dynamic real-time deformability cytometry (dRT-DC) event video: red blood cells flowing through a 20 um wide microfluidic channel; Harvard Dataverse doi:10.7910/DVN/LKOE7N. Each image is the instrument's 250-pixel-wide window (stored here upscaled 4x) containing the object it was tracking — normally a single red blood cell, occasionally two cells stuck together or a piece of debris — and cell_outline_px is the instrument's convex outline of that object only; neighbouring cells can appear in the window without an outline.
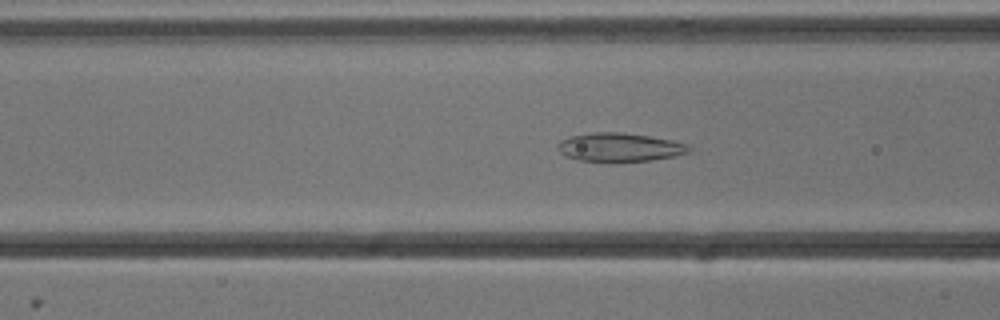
{"species": "common noctule bat (a hibernating species)", "species_latin": "Nyctalus noctula", "temperature_condition": "cold", "stored_images_in_passage": 55, "camera_frame_rate_fps": 3000, "um_per_image_px": 0.085, "animal": {"sex": "male", "body_mass_g": 13.3}, "frame": {"image": 1, "passage_image": 21, "time_ms": 6.667, "image_size_px": [1000, 320], "cell_outline_px": [[692, 152], [652, 160], [616, 164], [612, 164], [576, 160], [564, 156], [556, 148], [556, 144], [560, 140], [572, 136], [592, 132], [620, 132], [652, 136], [672, 140], [688, 144], [692, 148]], "centroid_in_image_um": [52.64, 12.55], "position_along_channel_um": 114.0, "area_um2": 22.89}}
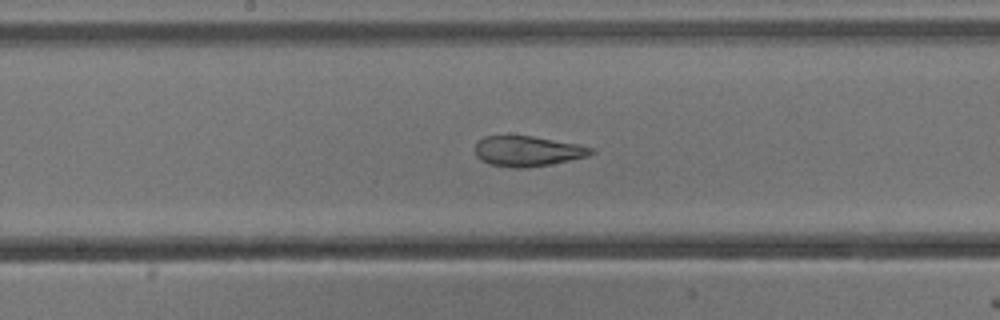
{"frame": {"image": 2, "passage_image": 28, "time_ms": 9.0, "image_size_px": [1000, 320], "cell_outline_px": [[596, 152], [588, 156], [548, 164], [524, 168], [512, 168], [488, 164], [480, 160], [476, 156], [476, 144], [484, 136], [532, 136], [580, 144], [592, 148]], "centroid_in_image_um": [44.84, 12.85], "position_along_channel_um": 203.4, "area_um2": 20.4}}
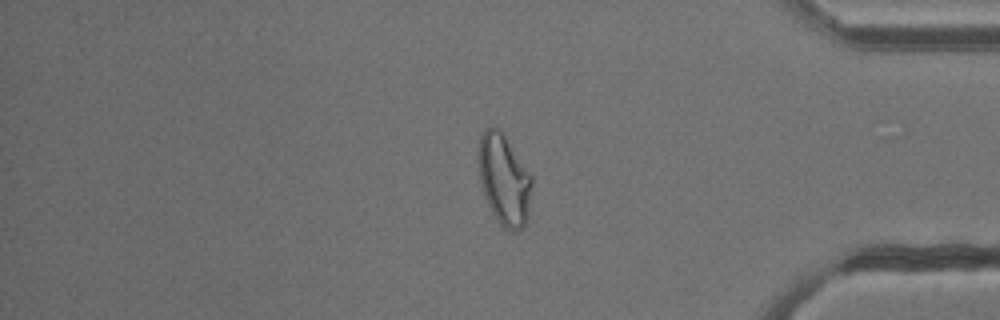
{"frame": {"image": 3, "passage_image": 45, "time_ms": 14.667, "image_size_px": [1000, 320], "cell_outline_px": [[532, 184], [528, 220], [524, 228], [516, 232], [512, 232], [504, 228], [500, 224], [488, 204], [480, 180], [480, 136], [484, 128], [492, 124], [500, 128], [504, 132], [532, 176]], "centroid_in_image_um": [42.89, 15.26], "position_along_channel_um": 392.3, "area_um2": 28.5}, "authors_computed_cell_mechanics": {"area_um2": 27.455, "velocity_mm_per_s": 3.8141, "shape_relaxation_time_tau1_ms": null, "shape_relaxation_time_tau2_ms": 2.0071, "deformation_change_tau1": null, "deformation_change_tau2": 0.1026}}